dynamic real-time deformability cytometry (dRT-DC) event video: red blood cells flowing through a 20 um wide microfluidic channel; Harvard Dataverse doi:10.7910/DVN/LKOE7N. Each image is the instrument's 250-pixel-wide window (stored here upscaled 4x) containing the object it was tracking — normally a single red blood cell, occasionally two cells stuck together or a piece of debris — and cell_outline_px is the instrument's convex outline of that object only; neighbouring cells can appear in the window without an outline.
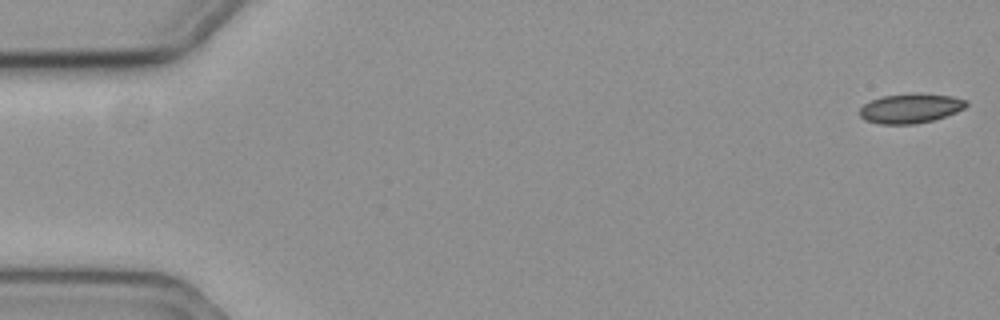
{"species": "common noctule bat (a hibernating species)", "species_latin": "Nyctalus noctula", "temperature_condition": "cold", "stored_images_in_passage": 15, "camera_frame_rate_fps": 3000, "um_per_image_px": 0.085, "animal": {"sex": "female", "body_mass_g": 19.3, "forearm_length_mm": 54.1}, "frame": {"image": 1, "passage_image": 1, "time_ms": 0.0, "image_size_px": [1000, 320], "cell_outline_px": [[968, 104], [964, 108], [956, 112], [932, 120], [916, 124], [880, 124], [864, 120], [860, 116], [860, 108], [864, 104], [872, 100], [884, 96], [952, 96], [968, 100]], "centroid_in_image_um": [77.37, 9.26], "position_along_channel_um": 7.6, "area_um2": 17.46}}
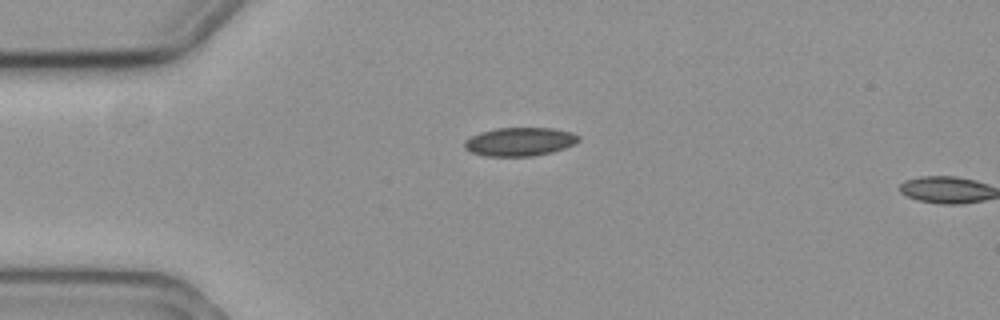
{"frame": {"image": 2, "passage_image": 14, "time_ms": 4.333, "image_size_px": [1000, 320], "cell_outline_px": [[580, 140], [576, 144], [552, 152], [532, 156], [484, 156], [472, 152], [464, 148], [464, 140], [480, 132], [496, 128], [552, 128], [572, 132], [580, 136]], "centroid_in_image_um": [44.2, 12.04], "position_along_channel_um": 40.8, "area_um2": 19.07}}